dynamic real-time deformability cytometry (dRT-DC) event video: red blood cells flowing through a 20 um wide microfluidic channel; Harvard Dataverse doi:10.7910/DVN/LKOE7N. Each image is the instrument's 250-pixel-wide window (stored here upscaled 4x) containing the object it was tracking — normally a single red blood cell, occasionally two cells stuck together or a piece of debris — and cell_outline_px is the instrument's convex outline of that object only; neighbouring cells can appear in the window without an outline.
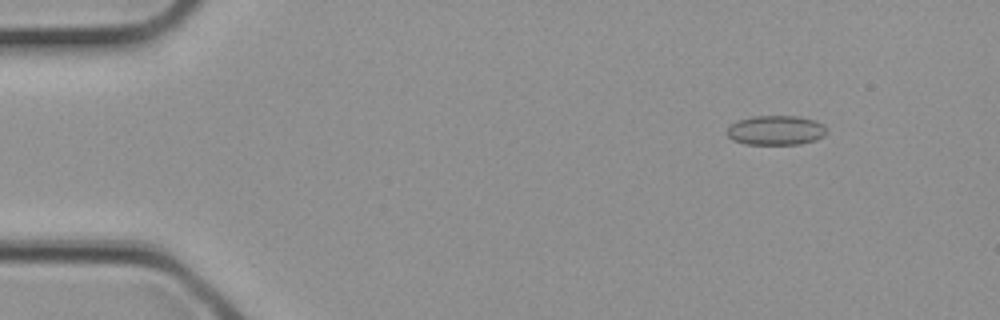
{"species": "common noctule bat (a hibernating species)", "species_latin": "Nyctalus noctula", "temperature_condition": "cold", "stored_images_in_passage": 31, "camera_frame_rate_fps": 3000, "um_per_image_px": 0.085, "animal": {"sex": "female", "body_mass_g": 21.9}, "frame": {"image": 1, "passage_image": 4, "time_ms": 1.0, "image_size_px": [1000, 320], "cell_outline_px": [[828, 132], [824, 136], [816, 140], [800, 144], [744, 144], [732, 140], [728, 136], [728, 128], [736, 120], [752, 116], [800, 116], [816, 120], [824, 124]], "centroid_in_image_um": [65.99, 11.07], "position_along_channel_um": 19.0, "area_um2": 17.4}}
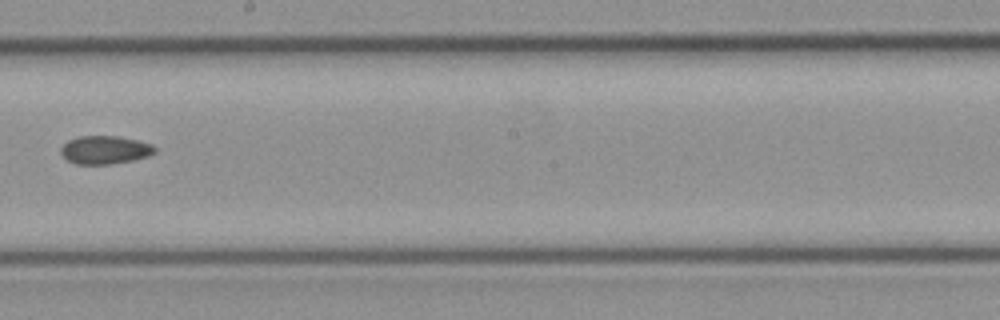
{"frame": {"image": 2, "passage_image": 18, "time_ms": 5.667, "image_size_px": [1000, 320], "cell_outline_px": [[156, 152], [148, 156], [132, 160], [112, 164], [76, 164], [68, 160], [60, 152], [60, 148], [68, 140], [80, 136], [116, 136], [136, 140], [152, 144], [156, 148]], "centroid_in_image_um": [8.92, 12.74], "position_along_channel_um": 239.3, "area_um2": 15.37}}
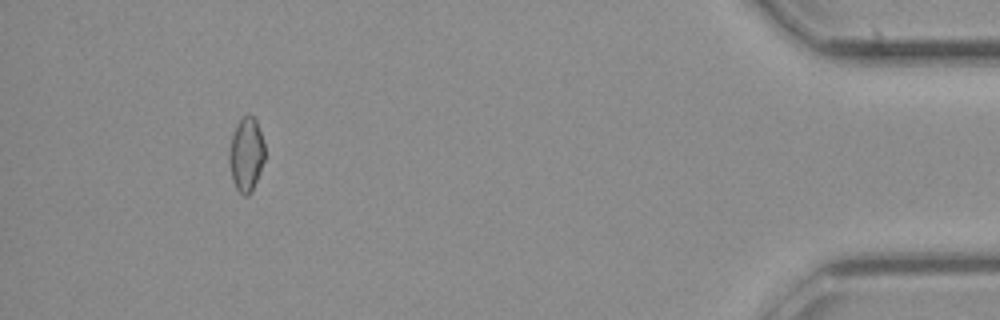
{"frame": {"image": 3, "passage_image": 29, "time_ms": 9.333, "image_size_px": [1000, 320], "cell_outline_px": [[264, 160], [260, 172], [252, 192], [248, 196], [244, 196], [236, 188], [232, 180], [228, 160], [228, 152], [232, 136], [236, 124], [244, 116], [252, 116], [256, 120], [264, 140]], "centroid_in_image_um": [20.92, 13.15], "position_along_channel_um": 414.3, "area_um2": 15.43}}